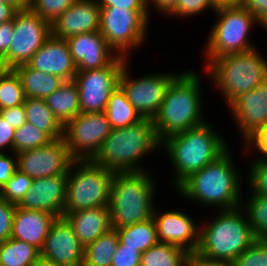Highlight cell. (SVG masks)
Returning <instances> with one entry per match:
<instances>
[{"label": "cell", "instance_id": "cb8c5ba5", "mask_svg": "<svg viewBox=\"0 0 267 266\" xmlns=\"http://www.w3.org/2000/svg\"><path fill=\"white\" fill-rule=\"evenodd\" d=\"M63 217L84 247L112 229L109 206L63 213Z\"/></svg>", "mask_w": 267, "mask_h": 266}, {"label": "cell", "instance_id": "7dc6e473", "mask_svg": "<svg viewBox=\"0 0 267 266\" xmlns=\"http://www.w3.org/2000/svg\"><path fill=\"white\" fill-rule=\"evenodd\" d=\"M14 17L0 24V61L6 56L13 37Z\"/></svg>", "mask_w": 267, "mask_h": 266}, {"label": "cell", "instance_id": "603a6c76", "mask_svg": "<svg viewBox=\"0 0 267 266\" xmlns=\"http://www.w3.org/2000/svg\"><path fill=\"white\" fill-rule=\"evenodd\" d=\"M55 220L56 217L48 212L16 206L11 238L27 242L41 250Z\"/></svg>", "mask_w": 267, "mask_h": 266}, {"label": "cell", "instance_id": "277c9868", "mask_svg": "<svg viewBox=\"0 0 267 266\" xmlns=\"http://www.w3.org/2000/svg\"><path fill=\"white\" fill-rule=\"evenodd\" d=\"M256 238L242 206L220 210L218 216L199 233L196 255L210 261L233 262Z\"/></svg>", "mask_w": 267, "mask_h": 266}, {"label": "cell", "instance_id": "d6a6232c", "mask_svg": "<svg viewBox=\"0 0 267 266\" xmlns=\"http://www.w3.org/2000/svg\"><path fill=\"white\" fill-rule=\"evenodd\" d=\"M21 79L14 69L0 68V110L24 104Z\"/></svg>", "mask_w": 267, "mask_h": 266}, {"label": "cell", "instance_id": "484cf974", "mask_svg": "<svg viewBox=\"0 0 267 266\" xmlns=\"http://www.w3.org/2000/svg\"><path fill=\"white\" fill-rule=\"evenodd\" d=\"M44 100L63 126L81 113L78 87L74 80L64 81L56 91Z\"/></svg>", "mask_w": 267, "mask_h": 266}, {"label": "cell", "instance_id": "11a10c76", "mask_svg": "<svg viewBox=\"0 0 267 266\" xmlns=\"http://www.w3.org/2000/svg\"><path fill=\"white\" fill-rule=\"evenodd\" d=\"M216 8L241 5L242 0H212Z\"/></svg>", "mask_w": 267, "mask_h": 266}, {"label": "cell", "instance_id": "ab89813d", "mask_svg": "<svg viewBox=\"0 0 267 266\" xmlns=\"http://www.w3.org/2000/svg\"><path fill=\"white\" fill-rule=\"evenodd\" d=\"M216 10L212 0H178L176 9L170 16L186 17L200 14L206 9Z\"/></svg>", "mask_w": 267, "mask_h": 266}, {"label": "cell", "instance_id": "6da1fadb", "mask_svg": "<svg viewBox=\"0 0 267 266\" xmlns=\"http://www.w3.org/2000/svg\"><path fill=\"white\" fill-rule=\"evenodd\" d=\"M227 149L216 160L193 173L176 189L190 201L227 210L242 206L241 178ZM192 199V200H191Z\"/></svg>", "mask_w": 267, "mask_h": 266}, {"label": "cell", "instance_id": "ac0fdd59", "mask_svg": "<svg viewBox=\"0 0 267 266\" xmlns=\"http://www.w3.org/2000/svg\"><path fill=\"white\" fill-rule=\"evenodd\" d=\"M65 40L77 71L108 67L118 57L99 31L73 35Z\"/></svg>", "mask_w": 267, "mask_h": 266}, {"label": "cell", "instance_id": "6f0895ef", "mask_svg": "<svg viewBox=\"0 0 267 266\" xmlns=\"http://www.w3.org/2000/svg\"><path fill=\"white\" fill-rule=\"evenodd\" d=\"M259 24H261L260 26H263V28L267 29V15H265L260 21Z\"/></svg>", "mask_w": 267, "mask_h": 266}, {"label": "cell", "instance_id": "5bb4252c", "mask_svg": "<svg viewBox=\"0 0 267 266\" xmlns=\"http://www.w3.org/2000/svg\"><path fill=\"white\" fill-rule=\"evenodd\" d=\"M127 66L126 62L119 77V86L142 118L153 120L160 110L168 86L177 75L152 73L134 79L128 76Z\"/></svg>", "mask_w": 267, "mask_h": 266}, {"label": "cell", "instance_id": "836d02e7", "mask_svg": "<svg viewBox=\"0 0 267 266\" xmlns=\"http://www.w3.org/2000/svg\"><path fill=\"white\" fill-rule=\"evenodd\" d=\"M54 139L29 122L15 129L13 138V155L50 144Z\"/></svg>", "mask_w": 267, "mask_h": 266}, {"label": "cell", "instance_id": "83f0119b", "mask_svg": "<svg viewBox=\"0 0 267 266\" xmlns=\"http://www.w3.org/2000/svg\"><path fill=\"white\" fill-rule=\"evenodd\" d=\"M24 107L27 122L47 132L54 140L63 137V125L46 105L44 99L26 98Z\"/></svg>", "mask_w": 267, "mask_h": 266}, {"label": "cell", "instance_id": "ee69618b", "mask_svg": "<svg viewBox=\"0 0 267 266\" xmlns=\"http://www.w3.org/2000/svg\"><path fill=\"white\" fill-rule=\"evenodd\" d=\"M0 115L7 120L10 126L18 129L27 122L24 104L0 110Z\"/></svg>", "mask_w": 267, "mask_h": 266}, {"label": "cell", "instance_id": "f5cc1de1", "mask_svg": "<svg viewBox=\"0 0 267 266\" xmlns=\"http://www.w3.org/2000/svg\"><path fill=\"white\" fill-rule=\"evenodd\" d=\"M16 12L12 5L0 1V24L12 20Z\"/></svg>", "mask_w": 267, "mask_h": 266}, {"label": "cell", "instance_id": "2e32d148", "mask_svg": "<svg viewBox=\"0 0 267 266\" xmlns=\"http://www.w3.org/2000/svg\"><path fill=\"white\" fill-rule=\"evenodd\" d=\"M40 256L63 266H82L84 246L64 217L51 224Z\"/></svg>", "mask_w": 267, "mask_h": 266}, {"label": "cell", "instance_id": "7c38bea8", "mask_svg": "<svg viewBox=\"0 0 267 266\" xmlns=\"http://www.w3.org/2000/svg\"><path fill=\"white\" fill-rule=\"evenodd\" d=\"M112 127L104 112L80 113L63 126V138L74 160L93 159Z\"/></svg>", "mask_w": 267, "mask_h": 266}, {"label": "cell", "instance_id": "1f68e13d", "mask_svg": "<svg viewBox=\"0 0 267 266\" xmlns=\"http://www.w3.org/2000/svg\"><path fill=\"white\" fill-rule=\"evenodd\" d=\"M118 244V234L116 230L111 229L84 247L82 266H111Z\"/></svg>", "mask_w": 267, "mask_h": 266}, {"label": "cell", "instance_id": "db71d44e", "mask_svg": "<svg viewBox=\"0 0 267 266\" xmlns=\"http://www.w3.org/2000/svg\"><path fill=\"white\" fill-rule=\"evenodd\" d=\"M1 2L12 5L17 11L29 7V0H0Z\"/></svg>", "mask_w": 267, "mask_h": 266}, {"label": "cell", "instance_id": "c3c4849f", "mask_svg": "<svg viewBox=\"0 0 267 266\" xmlns=\"http://www.w3.org/2000/svg\"><path fill=\"white\" fill-rule=\"evenodd\" d=\"M15 129L10 126L7 120L0 115V153H3L5 147L11 148L13 152V138Z\"/></svg>", "mask_w": 267, "mask_h": 266}, {"label": "cell", "instance_id": "681fc988", "mask_svg": "<svg viewBox=\"0 0 267 266\" xmlns=\"http://www.w3.org/2000/svg\"><path fill=\"white\" fill-rule=\"evenodd\" d=\"M241 5L249 10L259 21L267 15V0H242Z\"/></svg>", "mask_w": 267, "mask_h": 266}, {"label": "cell", "instance_id": "44dd1931", "mask_svg": "<svg viewBox=\"0 0 267 266\" xmlns=\"http://www.w3.org/2000/svg\"><path fill=\"white\" fill-rule=\"evenodd\" d=\"M100 6L96 0H76L52 24V35L66 39L70 36L99 31Z\"/></svg>", "mask_w": 267, "mask_h": 266}, {"label": "cell", "instance_id": "ba28073f", "mask_svg": "<svg viewBox=\"0 0 267 266\" xmlns=\"http://www.w3.org/2000/svg\"><path fill=\"white\" fill-rule=\"evenodd\" d=\"M114 175L92 159L73 160L67 175L64 213L109 206Z\"/></svg>", "mask_w": 267, "mask_h": 266}, {"label": "cell", "instance_id": "f6af8a7d", "mask_svg": "<svg viewBox=\"0 0 267 266\" xmlns=\"http://www.w3.org/2000/svg\"><path fill=\"white\" fill-rule=\"evenodd\" d=\"M100 7L148 10L147 0H96Z\"/></svg>", "mask_w": 267, "mask_h": 266}, {"label": "cell", "instance_id": "8d00e7d4", "mask_svg": "<svg viewBox=\"0 0 267 266\" xmlns=\"http://www.w3.org/2000/svg\"><path fill=\"white\" fill-rule=\"evenodd\" d=\"M76 0H30L29 9L52 24Z\"/></svg>", "mask_w": 267, "mask_h": 266}, {"label": "cell", "instance_id": "4dcf8cb0", "mask_svg": "<svg viewBox=\"0 0 267 266\" xmlns=\"http://www.w3.org/2000/svg\"><path fill=\"white\" fill-rule=\"evenodd\" d=\"M189 258L183 248L158 242L142 253L140 266H184Z\"/></svg>", "mask_w": 267, "mask_h": 266}, {"label": "cell", "instance_id": "30bf717a", "mask_svg": "<svg viewBox=\"0 0 267 266\" xmlns=\"http://www.w3.org/2000/svg\"><path fill=\"white\" fill-rule=\"evenodd\" d=\"M149 13L148 10L100 7L99 32L118 56L127 58L129 51L141 46L146 38Z\"/></svg>", "mask_w": 267, "mask_h": 266}, {"label": "cell", "instance_id": "7a4b0ae2", "mask_svg": "<svg viewBox=\"0 0 267 266\" xmlns=\"http://www.w3.org/2000/svg\"><path fill=\"white\" fill-rule=\"evenodd\" d=\"M197 73L187 70L172 80L163 102L153 119L160 141L168 136L198 127L207 120L203 117V102Z\"/></svg>", "mask_w": 267, "mask_h": 266}, {"label": "cell", "instance_id": "f1b7e54d", "mask_svg": "<svg viewBox=\"0 0 267 266\" xmlns=\"http://www.w3.org/2000/svg\"><path fill=\"white\" fill-rule=\"evenodd\" d=\"M119 241L126 247L136 248L142 253L157 244V227L153 219L116 229Z\"/></svg>", "mask_w": 267, "mask_h": 266}, {"label": "cell", "instance_id": "74e56055", "mask_svg": "<svg viewBox=\"0 0 267 266\" xmlns=\"http://www.w3.org/2000/svg\"><path fill=\"white\" fill-rule=\"evenodd\" d=\"M232 264L233 266H267V241L256 240Z\"/></svg>", "mask_w": 267, "mask_h": 266}, {"label": "cell", "instance_id": "816d5d0a", "mask_svg": "<svg viewBox=\"0 0 267 266\" xmlns=\"http://www.w3.org/2000/svg\"><path fill=\"white\" fill-rule=\"evenodd\" d=\"M189 262L191 266H233L231 262L210 261L198 255L190 254Z\"/></svg>", "mask_w": 267, "mask_h": 266}, {"label": "cell", "instance_id": "b9f144b4", "mask_svg": "<svg viewBox=\"0 0 267 266\" xmlns=\"http://www.w3.org/2000/svg\"><path fill=\"white\" fill-rule=\"evenodd\" d=\"M16 206L0 196V242L11 238Z\"/></svg>", "mask_w": 267, "mask_h": 266}, {"label": "cell", "instance_id": "9c48e42d", "mask_svg": "<svg viewBox=\"0 0 267 266\" xmlns=\"http://www.w3.org/2000/svg\"><path fill=\"white\" fill-rule=\"evenodd\" d=\"M218 20L206 41V65L213 59L227 54L247 52L256 46L249 41V32L259 20L242 5L224 6L214 11Z\"/></svg>", "mask_w": 267, "mask_h": 266}, {"label": "cell", "instance_id": "f35d334b", "mask_svg": "<svg viewBox=\"0 0 267 266\" xmlns=\"http://www.w3.org/2000/svg\"><path fill=\"white\" fill-rule=\"evenodd\" d=\"M250 167L248 185L251 192L267 197V158H255Z\"/></svg>", "mask_w": 267, "mask_h": 266}, {"label": "cell", "instance_id": "ffe728a7", "mask_svg": "<svg viewBox=\"0 0 267 266\" xmlns=\"http://www.w3.org/2000/svg\"><path fill=\"white\" fill-rule=\"evenodd\" d=\"M67 175H53L34 179L31 188L17 205L29 210H40L63 217L66 200Z\"/></svg>", "mask_w": 267, "mask_h": 266}, {"label": "cell", "instance_id": "8992f818", "mask_svg": "<svg viewBox=\"0 0 267 266\" xmlns=\"http://www.w3.org/2000/svg\"><path fill=\"white\" fill-rule=\"evenodd\" d=\"M148 170L116 172L111 182L109 210L113 230L153 217L155 182Z\"/></svg>", "mask_w": 267, "mask_h": 266}, {"label": "cell", "instance_id": "e0dca14e", "mask_svg": "<svg viewBox=\"0 0 267 266\" xmlns=\"http://www.w3.org/2000/svg\"><path fill=\"white\" fill-rule=\"evenodd\" d=\"M228 107L246 141L255 131L267 124V79L253 90L236 96Z\"/></svg>", "mask_w": 267, "mask_h": 266}, {"label": "cell", "instance_id": "e575fe53", "mask_svg": "<svg viewBox=\"0 0 267 266\" xmlns=\"http://www.w3.org/2000/svg\"><path fill=\"white\" fill-rule=\"evenodd\" d=\"M251 194L242 207L247 213L256 240L267 241V197Z\"/></svg>", "mask_w": 267, "mask_h": 266}, {"label": "cell", "instance_id": "7bdbcfd3", "mask_svg": "<svg viewBox=\"0 0 267 266\" xmlns=\"http://www.w3.org/2000/svg\"><path fill=\"white\" fill-rule=\"evenodd\" d=\"M13 156H8L5 152L0 153V190L2 187L10 180L17 170V157L16 154Z\"/></svg>", "mask_w": 267, "mask_h": 266}, {"label": "cell", "instance_id": "7402d4cb", "mask_svg": "<svg viewBox=\"0 0 267 266\" xmlns=\"http://www.w3.org/2000/svg\"><path fill=\"white\" fill-rule=\"evenodd\" d=\"M31 68L72 81L77 73L65 39L51 35L27 63Z\"/></svg>", "mask_w": 267, "mask_h": 266}, {"label": "cell", "instance_id": "52a82bcc", "mask_svg": "<svg viewBox=\"0 0 267 266\" xmlns=\"http://www.w3.org/2000/svg\"><path fill=\"white\" fill-rule=\"evenodd\" d=\"M205 67L227 105L239 94L253 90L267 79V61L256 48L215 58Z\"/></svg>", "mask_w": 267, "mask_h": 266}, {"label": "cell", "instance_id": "9a60e30c", "mask_svg": "<svg viewBox=\"0 0 267 266\" xmlns=\"http://www.w3.org/2000/svg\"><path fill=\"white\" fill-rule=\"evenodd\" d=\"M16 157L17 169L33 180L53 175H68L74 160L63 137L43 147L17 153Z\"/></svg>", "mask_w": 267, "mask_h": 266}, {"label": "cell", "instance_id": "9f6ffc18", "mask_svg": "<svg viewBox=\"0 0 267 266\" xmlns=\"http://www.w3.org/2000/svg\"><path fill=\"white\" fill-rule=\"evenodd\" d=\"M34 266H63V265H59L40 256L36 261V263L34 264Z\"/></svg>", "mask_w": 267, "mask_h": 266}, {"label": "cell", "instance_id": "f907efd6", "mask_svg": "<svg viewBox=\"0 0 267 266\" xmlns=\"http://www.w3.org/2000/svg\"><path fill=\"white\" fill-rule=\"evenodd\" d=\"M150 3H151V6L152 5L155 6V8L157 9L156 11H159L160 13L163 12V14H165V15L167 13H168L167 15H170L176 9L178 0H147L148 11L150 8V6H149Z\"/></svg>", "mask_w": 267, "mask_h": 266}, {"label": "cell", "instance_id": "d6986e66", "mask_svg": "<svg viewBox=\"0 0 267 266\" xmlns=\"http://www.w3.org/2000/svg\"><path fill=\"white\" fill-rule=\"evenodd\" d=\"M154 209L153 219L157 227V238L160 243H169L183 248L189 254L197 251L200 226L191 217L181 211H163Z\"/></svg>", "mask_w": 267, "mask_h": 266}, {"label": "cell", "instance_id": "8fae6325", "mask_svg": "<svg viewBox=\"0 0 267 266\" xmlns=\"http://www.w3.org/2000/svg\"><path fill=\"white\" fill-rule=\"evenodd\" d=\"M13 31L12 42L0 61V68L14 69L27 64L52 35L51 24L29 8L15 13Z\"/></svg>", "mask_w": 267, "mask_h": 266}, {"label": "cell", "instance_id": "680465c9", "mask_svg": "<svg viewBox=\"0 0 267 266\" xmlns=\"http://www.w3.org/2000/svg\"><path fill=\"white\" fill-rule=\"evenodd\" d=\"M184 266H191L190 262L188 261Z\"/></svg>", "mask_w": 267, "mask_h": 266}, {"label": "cell", "instance_id": "d590c367", "mask_svg": "<svg viewBox=\"0 0 267 266\" xmlns=\"http://www.w3.org/2000/svg\"><path fill=\"white\" fill-rule=\"evenodd\" d=\"M32 181L33 179L26 173L17 169L10 180L0 190V196L7 202L18 205L31 188Z\"/></svg>", "mask_w": 267, "mask_h": 266}, {"label": "cell", "instance_id": "4fadbf2b", "mask_svg": "<svg viewBox=\"0 0 267 266\" xmlns=\"http://www.w3.org/2000/svg\"><path fill=\"white\" fill-rule=\"evenodd\" d=\"M126 62L127 58L118 56L108 67L77 71L73 80L78 87L81 113L105 111Z\"/></svg>", "mask_w": 267, "mask_h": 266}, {"label": "cell", "instance_id": "f546056e", "mask_svg": "<svg viewBox=\"0 0 267 266\" xmlns=\"http://www.w3.org/2000/svg\"><path fill=\"white\" fill-rule=\"evenodd\" d=\"M40 257V250L35 246L14 238L0 242V265L34 266Z\"/></svg>", "mask_w": 267, "mask_h": 266}, {"label": "cell", "instance_id": "3957f363", "mask_svg": "<svg viewBox=\"0 0 267 266\" xmlns=\"http://www.w3.org/2000/svg\"><path fill=\"white\" fill-rule=\"evenodd\" d=\"M204 124L168 136L161 147L169 154L173 169L175 189L190 175L216 160L227 149L226 140L214 131L212 125Z\"/></svg>", "mask_w": 267, "mask_h": 266}, {"label": "cell", "instance_id": "60d3db41", "mask_svg": "<svg viewBox=\"0 0 267 266\" xmlns=\"http://www.w3.org/2000/svg\"><path fill=\"white\" fill-rule=\"evenodd\" d=\"M142 252L119 241L111 266H140Z\"/></svg>", "mask_w": 267, "mask_h": 266}, {"label": "cell", "instance_id": "bcb514c9", "mask_svg": "<svg viewBox=\"0 0 267 266\" xmlns=\"http://www.w3.org/2000/svg\"><path fill=\"white\" fill-rule=\"evenodd\" d=\"M246 147L249 149L253 146L262 153L263 158H267V124L255 131L246 141ZM265 156V157H264Z\"/></svg>", "mask_w": 267, "mask_h": 266}, {"label": "cell", "instance_id": "d4e9b609", "mask_svg": "<svg viewBox=\"0 0 267 266\" xmlns=\"http://www.w3.org/2000/svg\"><path fill=\"white\" fill-rule=\"evenodd\" d=\"M14 70L21 79L26 98L45 99L64 83L60 77L35 70L28 64L19 65Z\"/></svg>", "mask_w": 267, "mask_h": 266}, {"label": "cell", "instance_id": "5b68a950", "mask_svg": "<svg viewBox=\"0 0 267 266\" xmlns=\"http://www.w3.org/2000/svg\"><path fill=\"white\" fill-rule=\"evenodd\" d=\"M160 148L153 120L143 118L128 127L112 129L92 160L115 173L145 171L138 161Z\"/></svg>", "mask_w": 267, "mask_h": 266}, {"label": "cell", "instance_id": "4316f807", "mask_svg": "<svg viewBox=\"0 0 267 266\" xmlns=\"http://www.w3.org/2000/svg\"><path fill=\"white\" fill-rule=\"evenodd\" d=\"M104 113L112 129L125 128L143 119L120 86L111 93Z\"/></svg>", "mask_w": 267, "mask_h": 266}]
</instances>
